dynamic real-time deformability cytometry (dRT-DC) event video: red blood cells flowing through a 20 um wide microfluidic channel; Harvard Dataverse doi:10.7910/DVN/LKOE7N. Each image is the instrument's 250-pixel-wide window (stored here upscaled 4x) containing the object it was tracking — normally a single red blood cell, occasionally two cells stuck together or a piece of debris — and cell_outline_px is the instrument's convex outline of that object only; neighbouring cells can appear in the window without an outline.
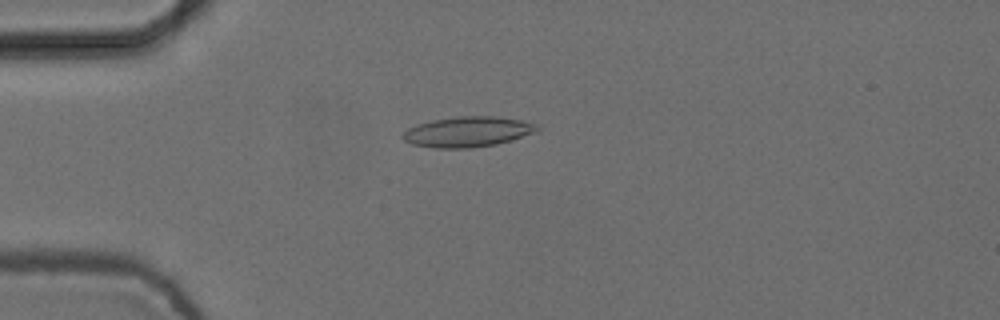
{"species": "common noctule bat (a hibernating species)", "species_latin": "Nyctalus noctula", "temperature_condition": "cold", "stored_images_in_passage": 3, "camera_frame_rate_fps": 3000, "um_per_image_px": 0.085, "animal": {"sex": "female", "body_mass_g": 24.6, "forearm_length_mm": 56.2}, "frame": {"image": 1, "passage_image": 3, "time_ms": 0.667, "image_size_px": [1000, 320], "cell_outline_px": [[540, 128], [532, 132], [496, 144], [468, 148], [436, 148], [412, 144], [404, 140], [400, 136], [408, 128], [416, 124], [432, 120], [460, 116], [496, 116], [520, 120], [540, 124]], "centroid_in_image_um": [39.7, 11.19], "position_along_channel_um": 45.3, "area_um2": 23.52}}